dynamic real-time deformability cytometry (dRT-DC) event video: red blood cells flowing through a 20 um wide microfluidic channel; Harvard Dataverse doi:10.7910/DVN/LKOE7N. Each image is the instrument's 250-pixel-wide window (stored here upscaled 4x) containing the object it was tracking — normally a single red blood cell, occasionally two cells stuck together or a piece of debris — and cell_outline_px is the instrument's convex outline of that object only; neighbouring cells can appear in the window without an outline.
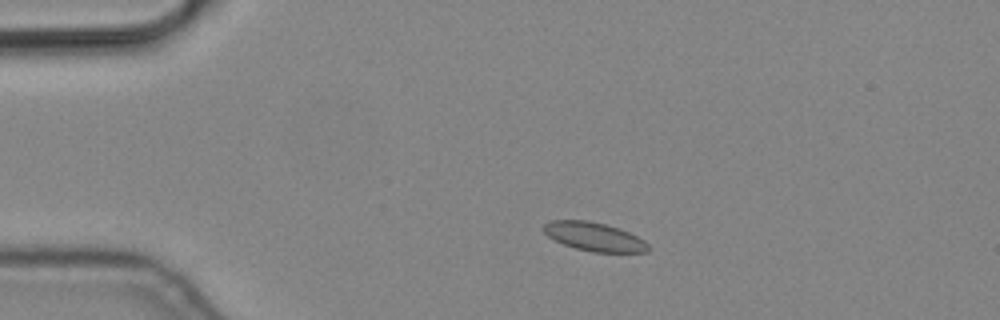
{"species": "common noctule bat (a hibernating species)", "species_latin": "Nyctalus noctula", "temperature_condition": "cold", "stored_images_in_passage": 4, "camera_frame_rate_fps": 3000, "um_per_image_px": 0.085, "animal": {"sex": "male", "body_mass_g": 19.2, "forearm_length_mm": 51.8}, "frame": {"image": 1, "passage_image": 3, "time_ms": 0.667, "image_size_px": [1000, 320], "cell_outline_px": [[648, 252], [592, 252], [576, 248], [564, 244], [548, 236], [544, 232], [544, 224], [552, 220], [588, 220], [604, 224], [628, 232], [644, 240], [648, 244]], "centroid_in_image_um": [50.5, 20.12], "position_along_channel_um": 34.5, "area_um2": 17.17}}